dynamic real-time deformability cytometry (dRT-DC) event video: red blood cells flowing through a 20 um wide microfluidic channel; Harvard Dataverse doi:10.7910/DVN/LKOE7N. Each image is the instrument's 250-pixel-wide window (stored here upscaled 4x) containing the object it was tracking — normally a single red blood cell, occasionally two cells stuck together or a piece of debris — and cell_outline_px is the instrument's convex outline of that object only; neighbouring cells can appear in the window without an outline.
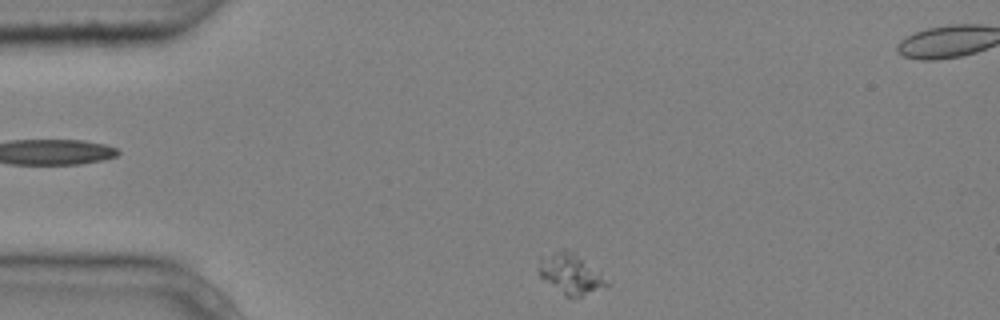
{"species": "common noctule bat (a hibernating species)", "species_latin": "Nyctalus noctula", "temperature_condition": "cold", "stored_images_in_passage": 4, "segment_of_instrument_passage": [2, 2], "camera_frame_rate_fps": 3000, "um_per_image_px": 0.085, "animal": {"sex": "male", "body_mass_g": 20.4}, "frame": {"image": 1, "passage_image": 4, "time_ms": 1.0, "image_size_px": [1000, 320], "cell_outline_px": [[612, 284], [608, 288], [580, 296], [564, 296], [540, 276], [540, 256], [560, 248], [564, 248], [576, 252]], "centroid_in_image_um": [48.54, 23.25], "position_along_channel_um": 36.5, "area_um2": 16.18}}